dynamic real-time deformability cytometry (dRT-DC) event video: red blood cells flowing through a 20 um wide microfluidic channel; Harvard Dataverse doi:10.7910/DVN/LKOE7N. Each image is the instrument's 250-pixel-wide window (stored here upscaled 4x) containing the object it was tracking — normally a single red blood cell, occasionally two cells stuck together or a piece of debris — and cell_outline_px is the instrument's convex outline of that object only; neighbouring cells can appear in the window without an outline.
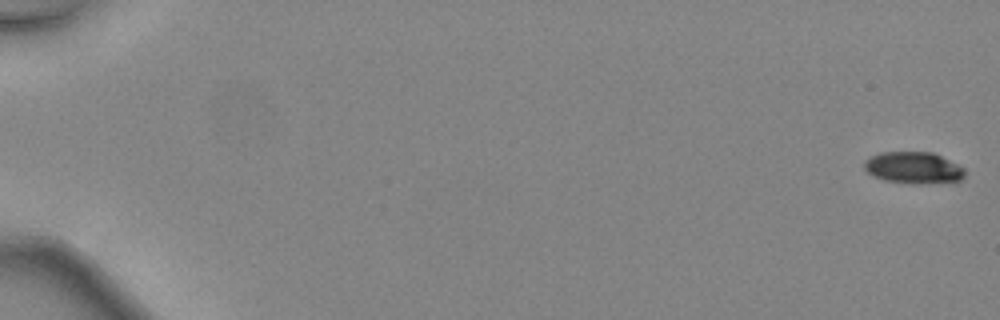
{"species": "common noctule bat (a hibernating species)", "species_latin": "Nyctalus noctula", "temperature_condition": "warm", "stored_images_in_passage": 10, "camera_frame_rate_fps": 3000, "um_per_image_px": 0.085, "animal": {"sex": "female", "body_mass_g": 24.6, "forearm_length_mm": 56.2}, "frame": {"image": 1, "passage_image": 1, "time_ms": 0.0, "image_size_px": [1000, 320], "cell_outline_px": [[964, 176], [960, 180], [920, 184], [884, 180], [872, 176], [864, 168], [864, 160], [868, 156], [880, 152], [932, 152], [964, 168]], "centroid_in_image_um": [77.58, 14.25], "position_along_channel_um": 7.4, "area_um2": 18.44}}